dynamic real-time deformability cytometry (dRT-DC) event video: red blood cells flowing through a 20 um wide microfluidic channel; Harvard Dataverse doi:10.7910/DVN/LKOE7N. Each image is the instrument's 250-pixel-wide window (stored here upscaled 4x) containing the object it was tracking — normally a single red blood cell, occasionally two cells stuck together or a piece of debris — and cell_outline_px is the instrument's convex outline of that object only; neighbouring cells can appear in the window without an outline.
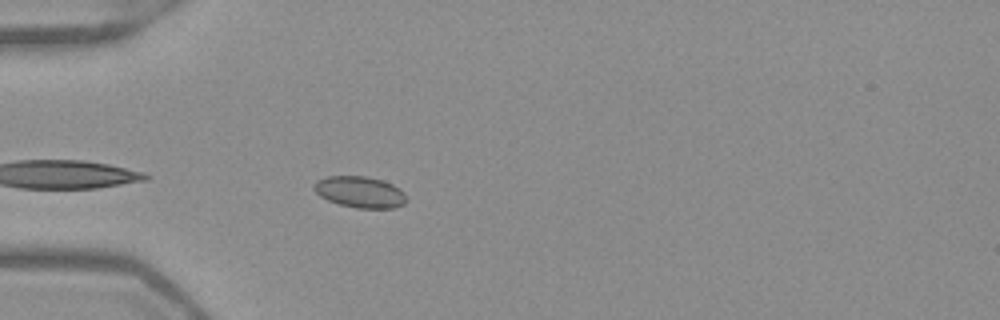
{"species": "Egyptian fruit bat (a non-hibernating species)", "species_latin": "Rousettus aegyptiacus", "temperature_condition": "warm", "stored_images_in_passage": 8, "camera_frame_rate_fps": 3000, "um_per_image_px": 0.085, "frame": {"image": 1, "passage_image": 3, "time_ms": 0.667, "image_size_px": [1000, 320], "cell_outline_px": [[408, 200], [404, 204], [392, 208], [356, 208], [340, 204], [328, 200], [320, 196], [312, 188], [312, 184], [316, 180], [328, 176], [368, 176], [384, 180], [400, 188], [404, 192]], "centroid_in_image_um": [30.6, 16.31], "position_along_channel_um": 54.4, "area_um2": 17.11}}
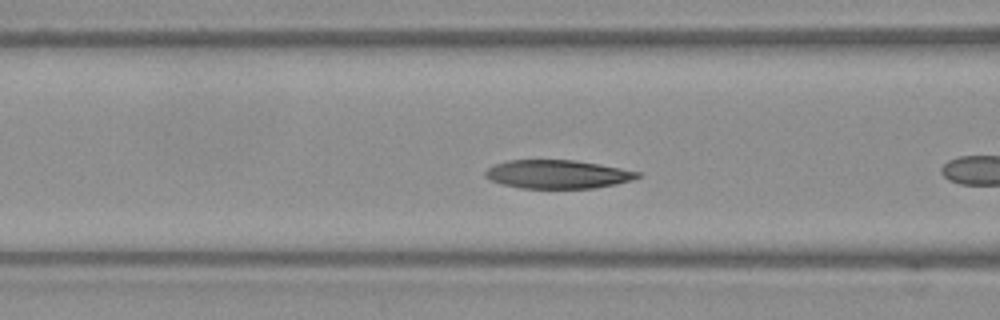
{"frame": {"image": 2, "passage_image": 6, "time_ms": 1.667, "image_size_px": [1000, 320], "cell_outline_px": [[644, 176], [632, 180], [616, 184], [592, 188], [520, 188], [504, 184], [492, 180], [484, 176], [484, 172], [488, 168], [496, 164], [508, 160], [576, 160], [620, 168], [640, 172]], "centroid_in_image_um": [47.43, 14.81], "position_along_channel_um": 119.2, "area_um2": 25.2}}